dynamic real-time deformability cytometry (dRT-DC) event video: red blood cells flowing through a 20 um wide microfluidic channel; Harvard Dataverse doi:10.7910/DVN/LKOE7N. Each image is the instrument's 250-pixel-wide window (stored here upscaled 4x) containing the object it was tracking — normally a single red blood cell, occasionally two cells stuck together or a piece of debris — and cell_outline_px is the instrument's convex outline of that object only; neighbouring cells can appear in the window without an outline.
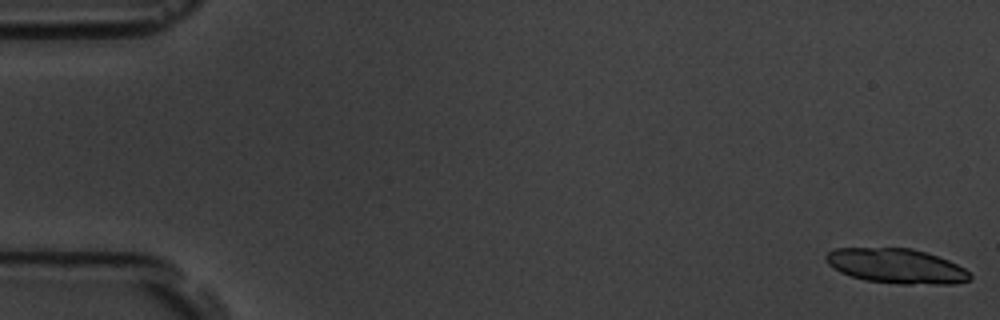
{"species": "common noctule bat (a hibernating species)", "species_latin": "Nyctalus noctula", "temperature_condition": "room temperature", "stored_images_in_passage": 7, "camera_frame_rate_fps": 3000, "um_per_image_px": 0.085, "animal": {"sex": "male", "body_mass_g": 19.5, "forearm_length_mm": 54.6}, "frame": {"image": 1, "passage_image": 1, "time_ms": 0.0, "image_size_px": [1000, 320], "cell_outline_px": [[972, 280], [956, 284], [900, 284], [864, 280], [840, 272], [828, 264], [824, 260], [824, 256], [828, 252], [836, 248], [912, 248], [948, 260], [964, 268], [972, 276]], "centroid_in_image_um": [76.19, 22.62], "position_along_channel_um": 8.8, "area_um2": 29.25}}
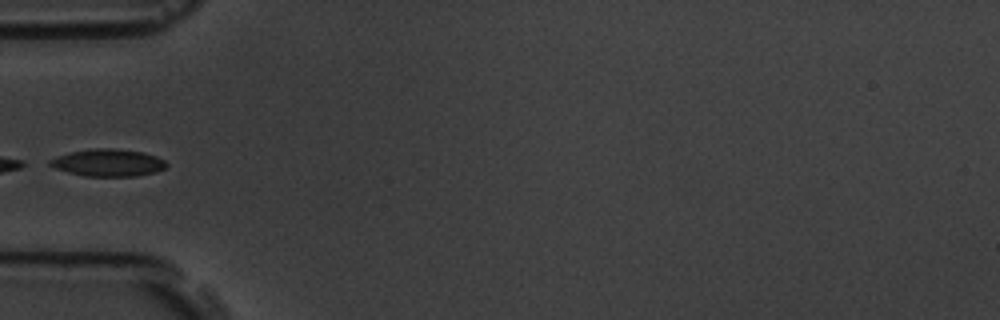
{"frame": {"image": 2, "passage_image": 6, "time_ms": 6.0, "image_size_px": [1000, 320], "cell_outline_px": [[168, 164], [164, 168], [156, 172], [136, 176], [84, 176], [68, 172], [56, 168], [48, 164], [48, 160], [56, 156], [72, 152], [96, 148], [112, 148], [144, 152], [156, 156], [164, 160]], "centroid_in_image_um": [9.2, 13.83], "position_along_channel_um": 75.8, "area_um2": 18.44}}
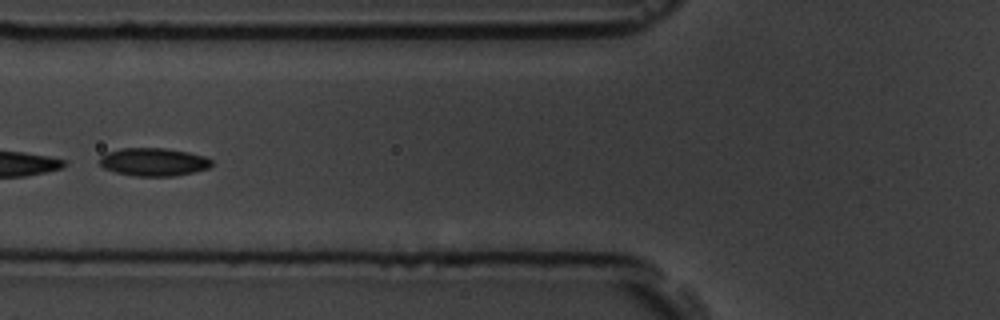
{"frame": {"image": 3, "passage_image": 7, "time_ms": 7.0, "image_size_px": [1000, 320], "cell_outline_px": [[212, 164], [208, 168], [192, 172], [172, 176], [136, 176], [116, 172], [104, 168], [100, 164], [100, 156], [108, 152], [120, 148], [164, 148], [188, 152], [204, 156], [212, 160]], "centroid_in_image_um": [13.04, 13.76], "position_along_channel_um": 112.8, "area_um2": 18.15}}